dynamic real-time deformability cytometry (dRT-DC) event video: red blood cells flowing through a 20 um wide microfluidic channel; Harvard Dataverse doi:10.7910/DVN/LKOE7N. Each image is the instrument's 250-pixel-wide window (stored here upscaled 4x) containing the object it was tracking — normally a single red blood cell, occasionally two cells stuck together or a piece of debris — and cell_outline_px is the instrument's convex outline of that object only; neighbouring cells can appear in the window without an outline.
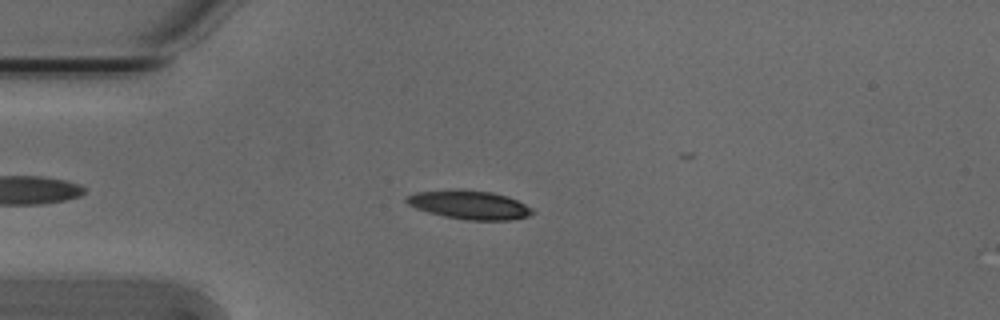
{"species": "Egyptian fruit bat (a non-hibernating species)", "species_latin": "Rousettus aegyptiacus", "temperature_condition": "cold", "stored_images_in_passage": 41, "camera_frame_rate_fps": 3000, "um_per_image_px": 0.085, "animal": {"sex": "male"}, "frame": {"image": 1, "passage_image": 9, "time_ms": 2.667, "image_size_px": [1000, 320], "cell_outline_px": [[536, 212], [528, 216], [508, 220], [468, 220], [444, 216], [428, 212], [416, 208], [408, 204], [404, 200], [404, 196], [416, 192], [456, 188], [460, 188], [492, 192], [508, 196], [532, 208]], "centroid_in_image_um": [39.86, 17.39], "position_along_channel_um": 45.1, "area_um2": 21.33}}
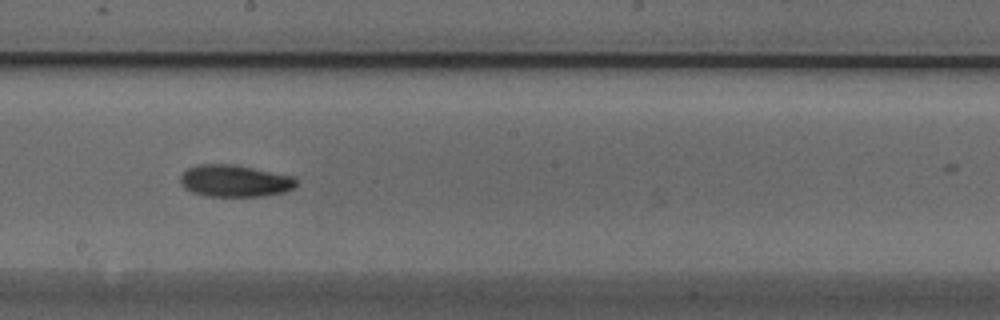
{"frame": {"image": 2, "passage_image": 25, "time_ms": 8.0, "image_size_px": [1000, 320], "cell_outline_px": [[296, 184], [292, 188], [284, 192], [264, 196], [204, 196], [192, 192], [184, 188], [180, 184], [180, 176], [188, 168], [200, 164], [232, 164], [296, 176]], "centroid_in_image_um": [19.95, 15.38], "position_along_channel_um": 228.3, "area_um2": 21.68}}
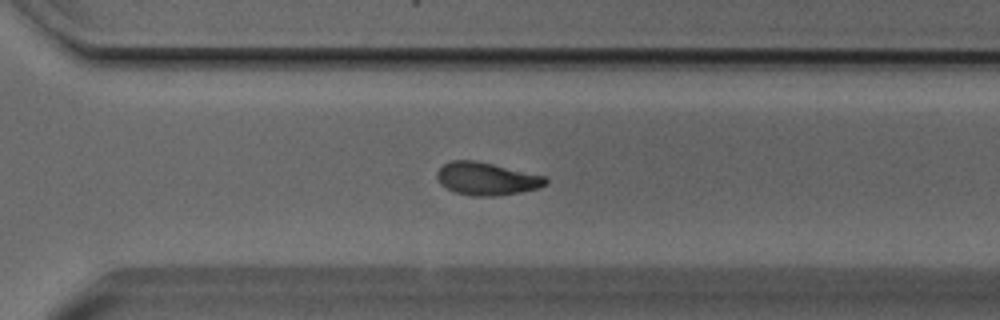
{"frame": {"image": 3, "passage_image": 33, "time_ms": 10.667, "image_size_px": [1000, 320], "cell_outline_px": [[548, 184], [540, 188], [520, 192], [496, 196], [472, 196], [456, 192], [440, 184], [436, 176], [436, 172], [444, 164], [452, 160], [472, 160], [492, 164], [548, 176]], "centroid_in_image_um": [41.41, 15.2], "position_along_channel_um": 329.2, "area_um2": 20.81}, "authors_computed_cell_mechanics": {"area_um2": 20.8658, "velocity_mm_per_s": 3.786, "shape_relaxation_time_tau1_ms": 7.4107, "shape_relaxation_time_tau2_ms": null, "deformation_change_tau1": 0.1845, "deformation_change_tau2": null}}